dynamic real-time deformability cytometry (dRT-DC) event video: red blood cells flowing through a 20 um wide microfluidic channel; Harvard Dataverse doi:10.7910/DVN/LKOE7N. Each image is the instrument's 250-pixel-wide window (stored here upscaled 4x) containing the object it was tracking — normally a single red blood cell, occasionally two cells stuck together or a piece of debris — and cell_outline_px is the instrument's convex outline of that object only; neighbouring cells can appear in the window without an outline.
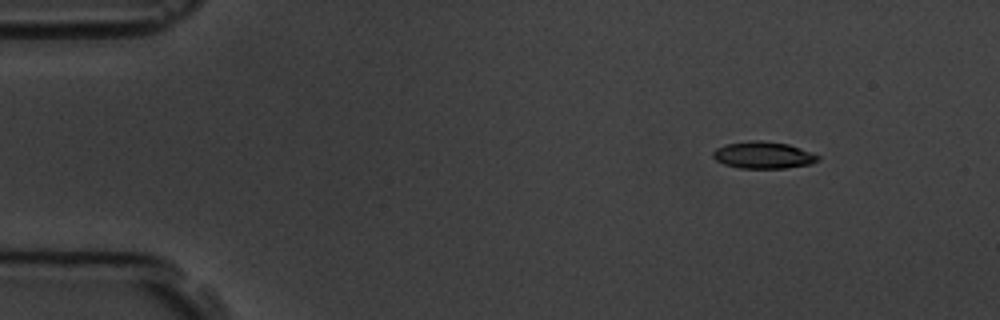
{"species": "common noctule bat (a hibernating species)", "species_latin": "Nyctalus noctula", "temperature_condition": "room temperature", "stored_images_in_passage": 4, "camera_frame_rate_fps": 3000, "um_per_image_px": 0.085, "animal": {"sex": "male", "body_mass_g": 19.5, "forearm_length_mm": 54.6}, "frame": {"image": 1, "passage_image": 1, "time_ms": 0.0, "image_size_px": [1000, 320], "cell_outline_px": [[820, 160], [812, 164], [784, 168], [740, 168], [724, 164], [716, 160], [712, 156], [712, 152], [716, 148], [724, 144], [748, 140], [760, 140], [788, 144], [800, 148], [820, 156]], "centroid_in_image_um": [64.86, 13.18], "position_along_channel_um": 20.1, "area_um2": 16.59}}
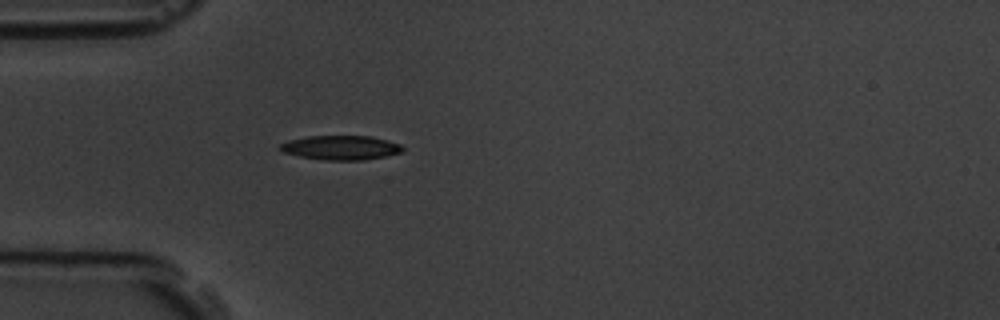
{"frame": {"image": 2, "passage_image": 4, "time_ms": 3.333, "image_size_px": [1000, 320], "cell_outline_px": [[404, 152], [364, 160], [324, 160], [300, 156], [284, 152], [276, 148], [280, 144], [288, 140], [308, 136], [368, 136], [388, 140], [400, 144], [404, 148]], "centroid_in_image_um": [28.97, 12.55], "position_along_channel_um": 56.0, "area_um2": 17.4}}